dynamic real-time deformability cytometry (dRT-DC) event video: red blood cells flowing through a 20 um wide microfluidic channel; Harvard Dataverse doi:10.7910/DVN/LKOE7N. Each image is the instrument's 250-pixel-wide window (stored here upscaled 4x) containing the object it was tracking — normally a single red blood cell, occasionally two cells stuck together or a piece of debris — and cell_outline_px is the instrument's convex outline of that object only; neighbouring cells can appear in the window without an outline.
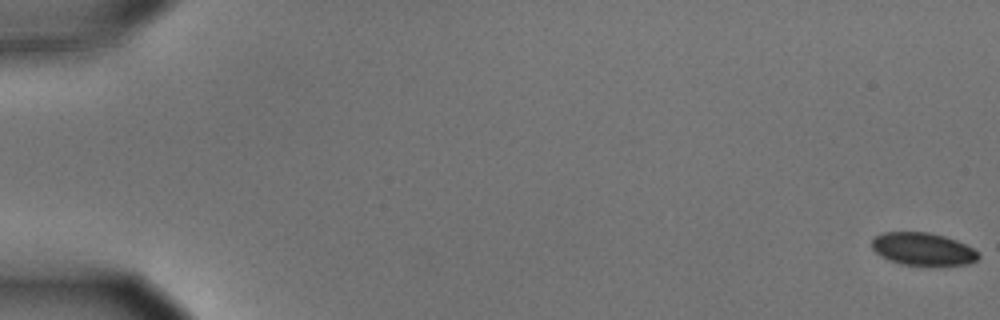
{"species": "common noctule bat (a hibernating species)", "species_latin": "Nyctalus noctula", "temperature_condition": "cold", "stored_images_in_passage": 6, "camera_frame_rate_fps": 3000, "um_per_image_px": 0.085, "animal": {"sex": "male", "body_mass_g": 15.6}, "frame": {"image": 1, "passage_image": 1, "time_ms": 0.0, "image_size_px": [1000, 320], "cell_outline_px": [[980, 256], [976, 260], [968, 264], [900, 264], [880, 256], [872, 248], [872, 240], [876, 236], [884, 232], [928, 232], [944, 236], [956, 240], [972, 248]], "centroid_in_image_um": [78.41, 21.15], "position_along_channel_um": 6.6, "area_um2": 19.83}}